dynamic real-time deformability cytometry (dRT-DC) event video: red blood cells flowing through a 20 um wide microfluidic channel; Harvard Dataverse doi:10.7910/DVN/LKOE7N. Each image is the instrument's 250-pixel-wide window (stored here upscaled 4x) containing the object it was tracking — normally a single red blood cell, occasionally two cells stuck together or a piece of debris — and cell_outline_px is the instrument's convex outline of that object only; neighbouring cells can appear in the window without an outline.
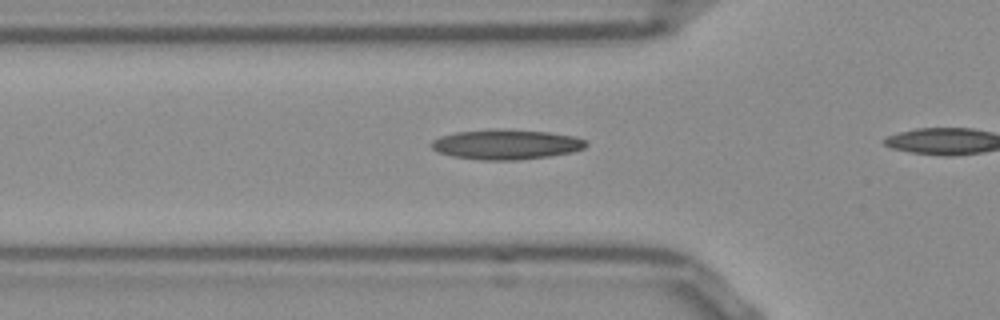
{"species": "Egyptian fruit bat (a non-hibernating species)", "species_latin": "Rousettus aegyptiacus", "temperature_condition": "room temperature", "stored_images_in_passage": 12, "camera_frame_rate_fps": 3000, "um_per_image_px": 0.085, "frame": {"image": 1, "passage_image": 7, "time_ms": 2.0, "image_size_px": [1000, 320], "cell_outline_px": [[588, 144], [584, 148], [572, 152], [548, 156], [516, 160], [480, 160], [452, 156], [440, 152], [432, 148], [432, 140], [440, 136], [456, 132], [548, 132], [572, 136], [584, 140]], "centroid_in_image_um": [43.03, 12.33], "position_along_channel_um": 82.8, "area_um2": 25.55}}
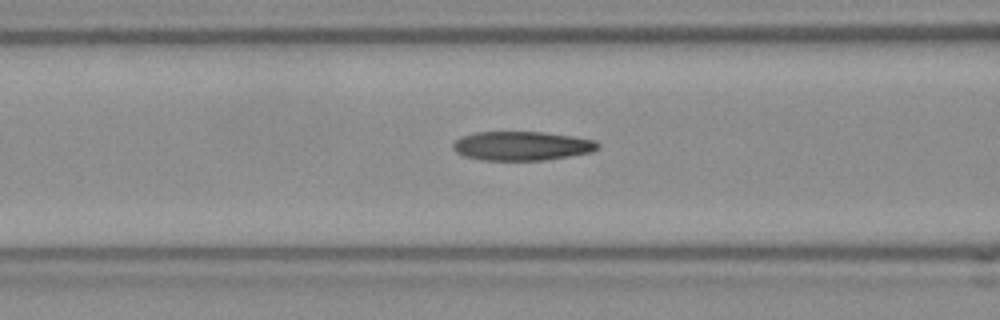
{"frame": {"image": 2, "passage_image": 10, "time_ms": 3.0, "image_size_px": [1000, 320], "cell_outline_px": [[600, 148], [592, 152], [544, 160], [484, 160], [464, 156], [456, 152], [452, 148], [452, 144], [460, 136], [476, 132], [544, 132], [572, 136], [596, 140], [600, 144]], "centroid_in_image_um": [44.36, 12.39], "position_along_channel_um": 122.2, "area_um2": 24.62}}